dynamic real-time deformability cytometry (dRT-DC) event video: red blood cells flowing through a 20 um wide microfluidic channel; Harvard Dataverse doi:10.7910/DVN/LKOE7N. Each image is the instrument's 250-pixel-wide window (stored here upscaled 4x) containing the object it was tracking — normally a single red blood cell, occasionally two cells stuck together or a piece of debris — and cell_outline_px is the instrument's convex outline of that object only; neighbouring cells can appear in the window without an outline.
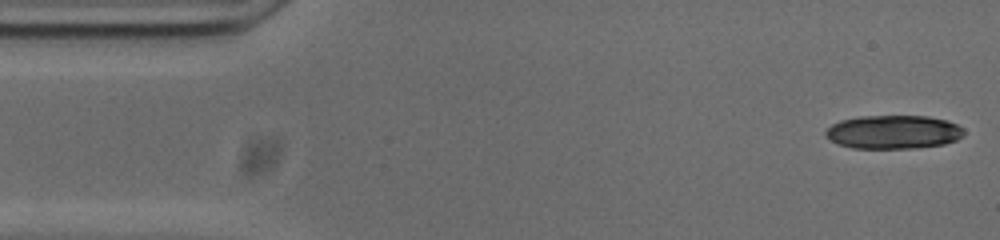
{"species": "common noctule bat (a hibernating species)", "species_latin": "Nyctalus noctula", "temperature_condition": "cold", "stored_images_in_passage": 53, "camera_frame_rate_fps": 3000, "um_per_image_px": 0.085, "animal": {"sex": "male", "body_mass_g": 20.0, "forearm_length_mm": 53.3}, "frame": {"image": 1, "passage_image": 1, "time_ms": 0.0, "image_size_px": [1000, 240], "cell_outline_px": [[964, 132], [956, 140], [944, 144], [916, 148], [852, 148], [836, 144], [824, 132], [832, 124], [840, 120], [860, 116], [928, 116], [948, 120], [964, 128]], "centroid_in_image_um": [75.94, 11.22], "position_along_channel_um": 9.1, "area_um2": 27.11}}
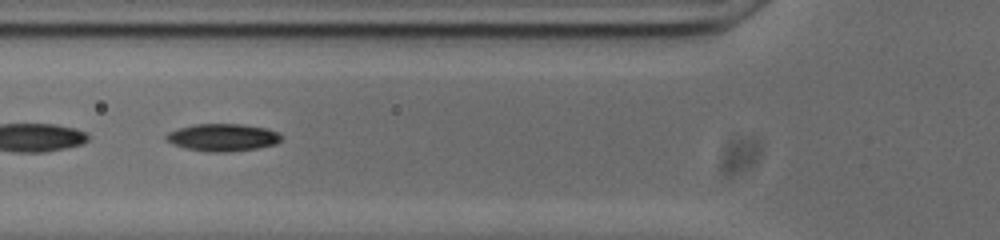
{"frame": {"image": 2, "passage_image": 18, "time_ms": 5.667, "image_size_px": [1000, 240], "cell_outline_px": [[280, 140], [276, 144], [256, 148], [228, 152], [208, 152], [184, 148], [172, 144], [164, 140], [164, 136], [168, 132], [176, 128], [192, 124], [240, 124], [268, 128], [280, 132]], "centroid_in_image_um": [18.87, 11.67], "position_along_channel_um": 106.9, "area_um2": 18.67}}
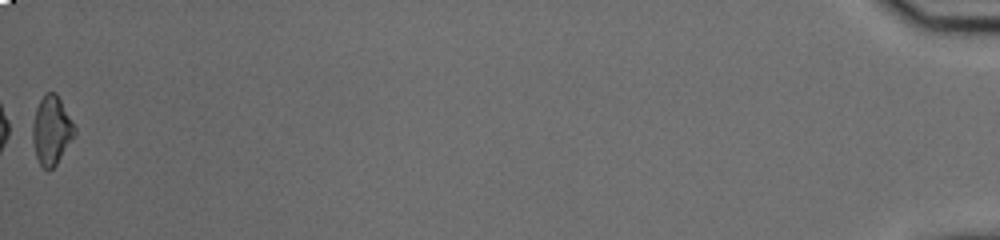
{"frame": {"image": 3, "passage_image": 53, "time_ms": 17.333, "image_size_px": [1000, 240], "cell_outline_px": [[76, 136], [56, 164], [48, 172], [40, 164], [36, 156], [32, 140], [32, 128], [36, 108], [44, 92], [56, 92], [76, 128]], "centroid_in_image_um": [4.39, 11.09], "position_along_channel_um": 430.8, "area_um2": 16.94}, "authors_computed_cell_mechanics": {"area_um2": 17.5712, "velocity_mm_per_s": 3.7424, "shape_relaxation_time_tau1_ms": 5.0393, "shape_relaxation_time_tau2_ms": null, "deformation_change_tau1": 0.1673, "deformation_change_tau2": null}}